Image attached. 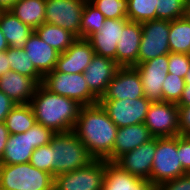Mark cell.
Wrapping results in <instances>:
<instances>
[{"instance_id":"1","label":"cell","mask_w":190,"mask_h":190,"mask_svg":"<svg viewBox=\"0 0 190 190\" xmlns=\"http://www.w3.org/2000/svg\"><path fill=\"white\" fill-rule=\"evenodd\" d=\"M117 129L98 103L81 107L72 131L95 159L105 160L113 151Z\"/></svg>"},{"instance_id":"2","label":"cell","mask_w":190,"mask_h":190,"mask_svg":"<svg viewBox=\"0 0 190 190\" xmlns=\"http://www.w3.org/2000/svg\"><path fill=\"white\" fill-rule=\"evenodd\" d=\"M29 104L36 123L51 129L54 133L72 131L82 107L76 100L54 94L42 84L37 86Z\"/></svg>"},{"instance_id":"3","label":"cell","mask_w":190,"mask_h":190,"mask_svg":"<svg viewBox=\"0 0 190 190\" xmlns=\"http://www.w3.org/2000/svg\"><path fill=\"white\" fill-rule=\"evenodd\" d=\"M53 147V177L89 165L95 158L73 132L55 133Z\"/></svg>"},{"instance_id":"4","label":"cell","mask_w":190,"mask_h":190,"mask_svg":"<svg viewBox=\"0 0 190 190\" xmlns=\"http://www.w3.org/2000/svg\"><path fill=\"white\" fill-rule=\"evenodd\" d=\"M54 134L51 129L39 123L25 133L10 134L0 164L29 163L33 151L49 144Z\"/></svg>"},{"instance_id":"5","label":"cell","mask_w":190,"mask_h":190,"mask_svg":"<svg viewBox=\"0 0 190 190\" xmlns=\"http://www.w3.org/2000/svg\"><path fill=\"white\" fill-rule=\"evenodd\" d=\"M54 177L30 163L0 164V190H51Z\"/></svg>"},{"instance_id":"6","label":"cell","mask_w":190,"mask_h":190,"mask_svg":"<svg viewBox=\"0 0 190 190\" xmlns=\"http://www.w3.org/2000/svg\"><path fill=\"white\" fill-rule=\"evenodd\" d=\"M187 172L180 163L177 153V136L156 138V151L149 181L154 187L160 183L178 178Z\"/></svg>"},{"instance_id":"7","label":"cell","mask_w":190,"mask_h":190,"mask_svg":"<svg viewBox=\"0 0 190 190\" xmlns=\"http://www.w3.org/2000/svg\"><path fill=\"white\" fill-rule=\"evenodd\" d=\"M42 85L54 94L76 100L82 106L95 105L99 102L89 90L83 73L66 74L54 69L43 77Z\"/></svg>"},{"instance_id":"8","label":"cell","mask_w":190,"mask_h":190,"mask_svg":"<svg viewBox=\"0 0 190 190\" xmlns=\"http://www.w3.org/2000/svg\"><path fill=\"white\" fill-rule=\"evenodd\" d=\"M106 160L95 159L89 165L54 177L57 190H102Z\"/></svg>"},{"instance_id":"9","label":"cell","mask_w":190,"mask_h":190,"mask_svg":"<svg viewBox=\"0 0 190 190\" xmlns=\"http://www.w3.org/2000/svg\"><path fill=\"white\" fill-rule=\"evenodd\" d=\"M142 36L138 54V64L170 53V21L155 19L141 23Z\"/></svg>"},{"instance_id":"10","label":"cell","mask_w":190,"mask_h":190,"mask_svg":"<svg viewBox=\"0 0 190 190\" xmlns=\"http://www.w3.org/2000/svg\"><path fill=\"white\" fill-rule=\"evenodd\" d=\"M98 103L118 128L144 123L151 105V101L146 97L134 100H99Z\"/></svg>"},{"instance_id":"11","label":"cell","mask_w":190,"mask_h":190,"mask_svg":"<svg viewBox=\"0 0 190 190\" xmlns=\"http://www.w3.org/2000/svg\"><path fill=\"white\" fill-rule=\"evenodd\" d=\"M145 126L156 138L175 137L179 135L178 106L172 102H151L147 111Z\"/></svg>"},{"instance_id":"12","label":"cell","mask_w":190,"mask_h":190,"mask_svg":"<svg viewBox=\"0 0 190 190\" xmlns=\"http://www.w3.org/2000/svg\"><path fill=\"white\" fill-rule=\"evenodd\" d=\"M87 0H46L45 23L66 29L80 38L81 18Z\"/></svg>"},{"instance_id":"13","label":"cell","mask_w":190,"mask_h":190,"mask_svg":"<svg viewBox=\"0 0 190 190\" xmlns=\"http://www.w3.org/2000/svg\"><path fill=\"white\" fill-rule=\"evenodd\" d=\"M144 97L139 72L134 66L119 67L99 100H124Z\"/></svg>"},{"instance_id":"14","label":"cell","mask_w":190,"mask_h":190,"mask_svg":"<svg viewBox=\"0 0 190 190\" xmlns=\"http://www.w3.org/2000/svg\"><path fill=\"white\" fill-rule=\"evenodd\" d=\"M168 54L134 66L139 72L144 97L151 102H162V87L168 74Z\"/></svg>"},{"instance_id":"15","label":"cell","mask_w":190,"mask_h":190,"mask_svg":"<svg viewBox=\"0 0 190 190\" xmlns=\"http://www.w3.org/2000/svg\"><path fill=\"white\" fill-rule=\"evenodd\" d=\"M156 151V137L134 150L124 153L115 163L126 172L142 179L149 180Z\"/></svg>"},{"instance_id":"16","label":"cell","mask_w":190,"mask_h":190,"mask_svg":"<svg viewBox=\"0 0 190 190\" xmlns=\"http://www.w3.org/2000/svg\"><path fill=\"white\" fill-rule=\"evenodd\" d=\"M129 22L127 18L105 19L99 32L93 33L87 40L94 53L98 56L108 57L116 62L117 43L121 37L123 27Z\"/></svg>"},{"instance_id":"17","label":"cell","mask_w":190,"mask_h":190,"mask_svg":"<svg viewBox=\"0 0 190 190\" xmlns=\"http://www.w3.org/2000/svg\"><path fill=\"white\" fill-rule=\"evenodd\" d=\"M120 66L115 60L94 55L83 73L89 90L100 99Z\"/></svg>"},{"instance_id":"18","label":"cell","mask_w":190,"mask_h":190,"mask_svg":"<svg viewBox=\"0 0 190 190\" xmlns=\"http://www.w3.org/2000/svg\"><path fill=\"white\" fill-rule=\"evenodd\" d=\"M94 55L90 42L77 38L64 53L59 54L55 70L66 74L84 73Z\"/></svg>"},{"instance_id":"19","label":"cell","mask_w":190,"mask_h":190,"mask_svg":"<svg viewBox=\"0 0 190 190\" xmlns=\"http://www.w3.org/2000/svg\"><path fill=\"white\" fill-rule=\"evenodd\" d=\"M141 36V23L129 21L123 27L116 50V63L120 67H131L138 64Z\"/></svg>"},{"instance_id":"20","label":"cell","mask_w":190,"mask_h":190,"mask_svg":"<svg viewBox=\"0 0 190 190\" xmlns=\"http://www.w3.org/2000/svg\"><path fill=\"white\" fill-rule=\"evenodd\" d=\"M24 49L35 69L43 77L55 69L60 53L43 41L35 31L28 37Z\"/></svg>"},{"instance_id":"21","label":"cell","mask_w":190,"mask_h":190,"mask_svg":"<svg viewBox=\"0 0 190 190\" xmlns=\"http://www.w3.org/2000/svg\"><path fill=\"white\" fill-rule=\"evenodd\" d=\"M152 138L144 123L118 128L113 151L105 160L115 162L124 153L134 150Z\"/></svg>"},{"instance_id":"22","label":"cell","mask_w":190,"mask_h":190,"mask_svg":"<svg viewBox=\"0 0 190 190\" xmlns=\"http://www.w3.org/2000/svg\"><path fill=\"white\" fill-rule=\"evenodd\" d=\"M102 190H155L149 180L138 178L115 162L106 161Z\"/></svg>"},{"instance_id":"23","label":"cell","mask_w":190,"mask_h":190,"mask_svg":"<svg viewBox=\"0 0 190 190\" xmlns=\"http://www.w3.org/2000/svg\"><path fill=\"white\" fill-rule=\"evenodd\" d=\"M38 84L30 77L9 71L0 77V91L11 98L15 104H28Z\"/></svg>"},{"instance_id":"24","label":"cell","mask_w":190,"mask_h":190,"mask_svg":"<svg viewBox=\"0 0 190 190\" xmlns=\"http://www.w3.org/2000/svg\"><path fill=\"white\" fill-rule=\"evenodd\" d=\"M0 30L3 32L9 47L24 48L28 37L34 32L11 11H0Z\"/></svg>"},{"instance_id":"25","label":"cell","mask_w":190,"mask_h":190,"mask_svg":"<svg viewBox=\"0 0 190 190\" xmlns=\"http://www.w3.org/2000/svg\"><path fill=\"white\" fill-rule=\"evenodd\" d=\"M46 0H17L11 12L32 29L45 23Z\"/></svg>"},{"instance_id":"26","label":"cell","mask_w":190,"mask_h":190,"mask_svg":"<svg viewBox=\"0 0 190 190\" xmlns=\"http://www.w3.org/2000/svg\"><path fill=\"white\" fill-rule=\"evenodd\" d=\"M38 36L59 53H64L78 38L72 32L54 24L43 23L34 30Z\"/></svg>"},{"instance_id":"27","label":"cell","mask_w":190,"mask_h":190,"mask_svg":"<svg viewBox=\"0 0 190 190\" xmlns=\"http://www.w3.org/2000/svg\"><path fill=\"white\" fill-rule=\"evenodd\" d=\"M170 52L190 55V21L185 17L170 21Z\"/></svg>"},{"instance_id":"28","label":"cell","mask_w":190,"mask_h":190,"mask_svg":"<svg viewBox=\"0 0 190 190\" xmlns=\"http://www.w3.org/2000/svg\"><path fill=\"white\" fill-rule=\"evenodd\" d=\"M5 124L10 134L27 132L36 124V118L30 104H16L7 115Z\"/></svg>"},{"instance_id":"29","label":"cell","mask_w":190,"mask_h":190,"mask_svg":"<svg viewBox=\"0 0 190 190\" xmlns=\"http://www.w3.org/2000/svg\"><path fill=\"white\" fill-rule=\"evenodd\" d=\"M7 56L11 71L32 78L38 85L42 84L43 76L35 69L24 48L8 47Z\"/></svg>"},{"instance_id":"30","label":"cell","mask_w":190,"mask_h":190,"mask_svg":"<svg viewBox=\"0 0 190 190\" xmlns=\"http://www.w3.org/2000/svg\"><path fill=\"white\" fill-rule=\"evenodd\" d=\"M104 22L103 13L87 0L82 12L80 38L88 39L93 33L99 32Z\"/></svg>"},{"instance_id":"31","label":"cell","mask_w":190,"mask_h":190,"mask_svg":"<svg viewBox=\"0 0 190 190\" xmlns=\"http://www.w3.org/2000/svg\"><path fill=\"white\" fill-rule=\"evenodd\" d=\"M157 0H127V19L143 23L156 19Z\"/></svg>"},{"instance_id":"32","label":"cell","mask_w":190,"mask_h":190,"mask_svg":"<svg viewBox=\"0 0 190 190\" xmlns=\"http://www.w3.org/2000/svg\"><path fill=\"white\" fill-rule=\"evenodd\" d=\"M156 19L173 21L184 17L185 0H157Z\"/></svg>"},{"instance_id":"33","label":"cell","mask_w":190,"mask_h":190,"mask_svg":"<svg viewBox=\"0 0 190 190\" xmlns=\"http://www.w3.org/2000/svg\"><path fill=\"white\" fill-rule=\"evenodd\" d=\"M105 19L127 18V0H88Z\"/></svg>"},{"instance_id":"34","label":"cell","mask_w":190,"mask_h":190,"mask_svg":"<svg viewBox=\"0 0 190 190\" xmlns=\"http://www.w3.org/2000/svg\"><path fill=\"white\" fill-rule=\"evenodd\" d=\"M184 86V78L168 73L162 87V100L177 103L181 98Z\"/></svg>"},{"instance_id":"35","label":"cell","mask_w":190,"mask_h":190,"mask_svg":"<svg viewBox=\"0 0 190 190\" xmlns=\"http://www.w3.org/2000/svg\"><path fill=\"white\" fill-rule=\"evenodd\" d=\"M37 169L46 171L53 176V147L51 144L36 148L29 162Z\"/></svg>"},{"instance_id":"36","label":"cell","mask_w":190,"mask_h":190,"mask_svg":"<svg viewBox=\"0 0 190 190\" xmlns=\"http://www.w3.org/2000/svg\"><path fill=\"white\" fill-rule=\"evenodd\" d=\"M168 63V73L185 78L190 66V55L170 52Z\"/></svg>"},{"instance_id":"37","label":"cell","mask_w":190,"mask_h":190,"mask_svg":"<svg viewBox=\"0 0 190 190\" xmlns=\"http://www.w3.org/2000/svg\"><path fill=\"white\" fill-rule=\"evenodd\" d=\"M177 153L183 169L190 173V136L177 135Z\"/></svg>"},{"instance_id":"38","label":"cell","mask_w":190,"mask_h":190,"mask_svg":"<svg viewBox=\"0 0 190 190\" xmlns=\"http://www.w3.org/2000/svg\"><path fill=\"white\" fill-rule=\"evenodd\" d=\"M155 190H190V173L160 183Z\"/></svg>"},{"instance_id":"39","label":"cell","mask_w":190,"mask_h":190,"mask_svg":"<svg viewBox=\"0 0 190 190\" xmlns=\"http://www.w3.org/2000/svg\"><path fill=\"white\" fill-rule=\"evenodd\" d=\"M179 135L190 136V106L178 107Z\"/></svg>"},{"instance_id":"40","label":"cell","mask_w":190,"mask_h":190,"mask_svg":"<svg viewBox=\"0 0 190 190\" xmlns=\"http://www.w3.org/2000/svg\"><path fill=\"white\" fill-rule=\"evenodd\" d=\"M15 105L11 98L0 91V123L5 122L7 115Z\"/></svg>"},{"instance_id":"41","label":"cell","mask_w":190,"mask_h":190,"mask_svg":"<svg viewBox=\"0 0 190 190\" xmlns=\"http://www.w3.org/2000/svg\"><path fill=\"white\" fill-rule=\"evenodd\" d=\"M9 135H10V133L6 127L5 122H1L0 123V160L3 157Z\"/></svg>"},{"instance_id":"42","label":"cell","mask_w":190,"mask_h":190,"mask_svg":"<svg viewBox=\"0 0 190 190\" xmlns=\"http://www.w3.org/2000/svg\"><path fill=\"white\" fill-rule=\"evenodd\" d=\"M9 71H11V69L9 65V59L7 56V50L1 51L0 52V77Z\"/></svg>"},{"instance_id":"43","label":"cell","mask_w":190,"mask_h":190,"mask_svg":"<svg viewBox=\"0 0 190 190\" xmlns=\"http://www.w3.org/2000/svg\"><path fill=\"white\" fill-rule=\"evenodd\" d=\"M178 107L190 106V85H185L180 100L176 103Z\"/></svg>"},{"instance_id":"44","label":"cell","mask_w":190,"mask_h":190,"mask_svg":"<svg viewBox=\"0 0 190 190\" xmlns=\"http://www.w3.org/2000/svg\"><path fill=\"white\" fill-rule=\"evenodd\" d=\"M17 0H0V11H10Z\"/></svg>"},{"instance_id":"45","label":"cell","mask_w":190,"mask_h":190,"mask_svg":"<svg viewBox=\"0 0 190 190\" xmlns=\"http://www.w3.org/2000/svg\"><path fill=\"white\" fill-rule=\"evenodd\" d=\"M9 45L7 43V40L3 34V32L0 30V52L6 51L8 49Z\"/></svg>"},{"instance_id":"46","label":"cell","mask_w":190,"mask_h":190,"mask_svg":"<svg viewBox=\"0 0 190 190\" xmlns=\"http://www.w3.org/2000/svg\"><path fill=\"white\" fill-rule=\"evenodd\" d=\"M184 17L190 21V0H185V14Z\"/></svg>"},{"instance_id":"47","label":"cell","mask_w":190,"mask_h":190,"mask_svg":"<svg viewBox=\"0 0 190 190\" xmlns=\"http://www.w3.org/2000/svg\"><path fill=\"white\" fill-rule=\"evenodd\" d=\"M184 80H185V85H190V66H189V69L186 73Z\"/></svg>"}]
</instances>
